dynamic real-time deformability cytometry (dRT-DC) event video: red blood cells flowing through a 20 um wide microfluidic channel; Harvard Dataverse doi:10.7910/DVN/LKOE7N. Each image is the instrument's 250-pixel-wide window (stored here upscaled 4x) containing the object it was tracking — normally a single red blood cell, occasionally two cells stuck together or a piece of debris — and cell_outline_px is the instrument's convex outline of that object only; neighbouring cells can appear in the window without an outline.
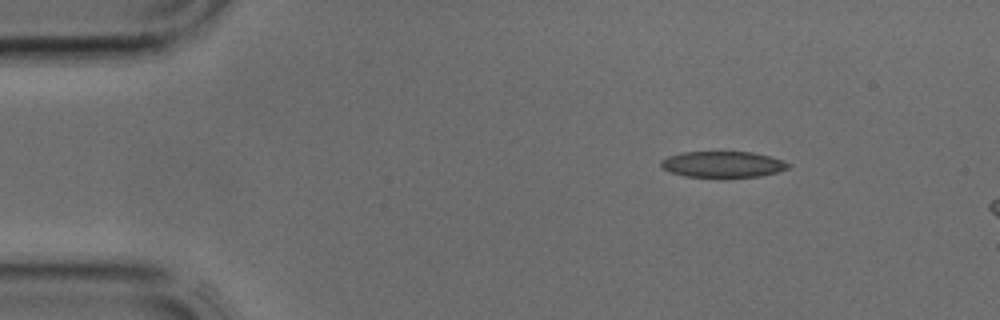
{"species": "common noctule bat (a hibernating species)", "species_latin": "Nyctalus noctula", "temperature_condition": "cold", "stored_images_in_passage": 2, "camera_frame_rate_fps": 3000, "um_per_image_px": 0.085, "animal": {"sex": "male", "body_mass_g": 17.9, "forearm_length_mm": 54.2}, "frame": {"image": 1, "passage_image": 2, "time_ms": 0.333, "image_size_px": [1000, 320], "cell_outline_px": [[792, 168], [760, 176], [728, 180], [724, 180], [684, 176], [660, 168], [660, 160], [668, 156], [684, 152], [752, 152], [772, 156], [784, 160], [792, 164]], "centroid_in_image_um": [61.48, 14.01], "position_along_channel_um": 23.5, "area_um2": 20.46}}